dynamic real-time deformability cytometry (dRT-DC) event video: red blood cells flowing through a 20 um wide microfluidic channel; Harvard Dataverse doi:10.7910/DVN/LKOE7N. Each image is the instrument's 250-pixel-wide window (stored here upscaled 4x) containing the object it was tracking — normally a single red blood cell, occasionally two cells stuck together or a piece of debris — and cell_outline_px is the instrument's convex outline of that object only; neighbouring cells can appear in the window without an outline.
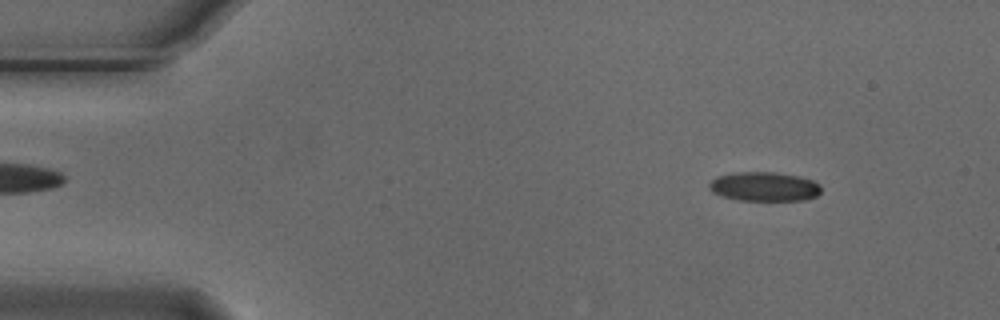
{"species": "Egyptian fruit bat (a non-hibernating species)", "species_latin": "Rousettus aegyptiacus", "temperature_condition": "cold", "stored_images_in_passage": 54, "camera_frame_rate_fps": 3000, "um_per_image_px": 0.085, "animal": {"sex": "male"}, "frame": {"image": 1, "passage_image": 6, "time_ms": 1.667, "image_size_px": [1000, 320], "cell_outline_px": [[820, 192], [816, 196], [804, 200], [740, 200], [724, 196], [712, 192], [708, 188], [708, 184], [716, 176], [736, 172], [776, 172], [796, 176], [812, 180], [820, 184]], "centroid_in_image_um": [64.94, 15.85], "position_along_channel_um": 20.1, "area_um2": 18.96}}
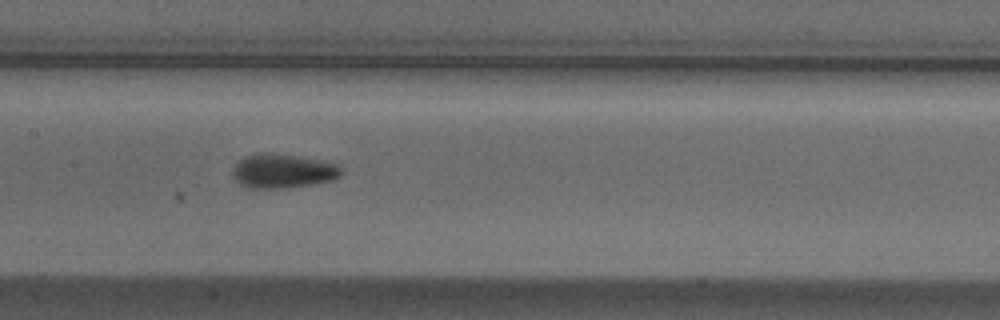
{"frame": {"image": 2, "passage_image": 26, "time_ms": 8.333, "image_size_px": [1000, 320], "cell_outline_px": [[344, 172], [340, 176], [332, 180], [312, 184], [280, 188], [248, 188], [240, 184], [232, 176], [232, 172], [236, 164], [240, 160], [256, 152], [272, 152], [324, 160], [340, 164], [344, 168]], "centroid_in_image_um": [24.1, 14.52], "position_along_channel_um": 183.3, "area_um2": 21.96}}
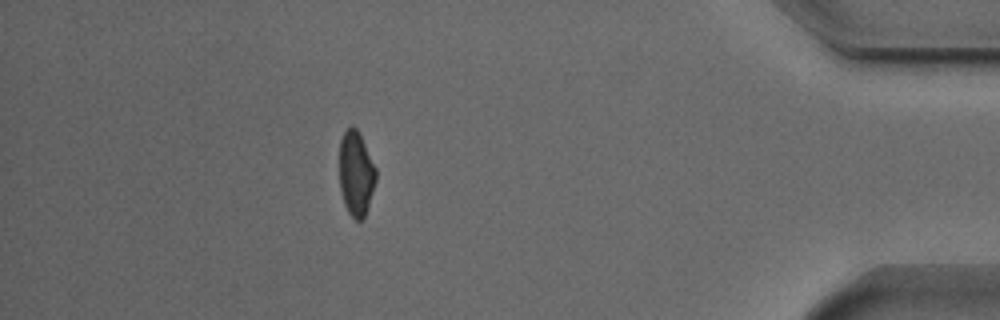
{"frame": {"image": 3, "passage_image": 48, "time_ms": 15.667, "image_size_px": [1000, 320], "cell_outline_px": [[376, 180], [364, 216], [360, 220], [356, 220], [348, 212], [344, 204], [340, 188], [340, 140], [344, 132], [348, 128], [356, 128], [376, 168]], "centroid_in_image_um": [30.25, 14.77], "position_along_channel_um": 405.0, "area_um2": 17.51}, "authors_computed_cell_mechanics": {"area_um2": 19.363, "velocity_mm_per_s": 3.715, "shape_relaxation_time_tau1_ms": 4.8815, "shape_relaxation_time_tau2_ms": 2.6004, "deformation_change_tau1": 0.1214, "deformation_change_tau2": 0.0765}}